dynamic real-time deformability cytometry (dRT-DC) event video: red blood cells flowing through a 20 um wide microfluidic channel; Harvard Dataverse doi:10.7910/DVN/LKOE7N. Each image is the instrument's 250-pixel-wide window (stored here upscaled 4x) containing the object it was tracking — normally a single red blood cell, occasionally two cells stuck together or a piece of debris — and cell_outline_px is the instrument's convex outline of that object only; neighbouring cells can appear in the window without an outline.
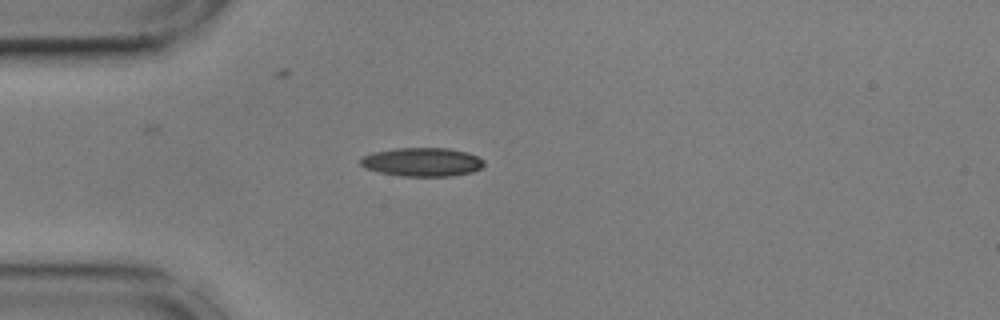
{"species": "common noctule bat (a hibernating species)", "species_latin": "Nyctalus noctula", "temperature_condition": "cold", "stored_images_in_passage": 42, "camera_frame_rate_fps": 3000, "um_per_image_px": 0.085, "animal": {"sex": "male", "body_mass_g": 17.9, "forearm_length_mm": 54.2}, "frame": {"image": 1, "passage_image": 1, "time_ms": 0.0, "image_size_px": [1000, 320], "cell_outline_px": [[484, 164], [480, 168], [472, 172], [452, 176], [400, 176], [380, 172], [364, 168], [360, 164], [360, 156], [372, 152], [396, 148], [448, 148], [468, 152], [484, 160]], "centroid_in_image_um": [35.85, 13.77], "position_along_channel_um": 49.1, "area_um2": 20.81}}
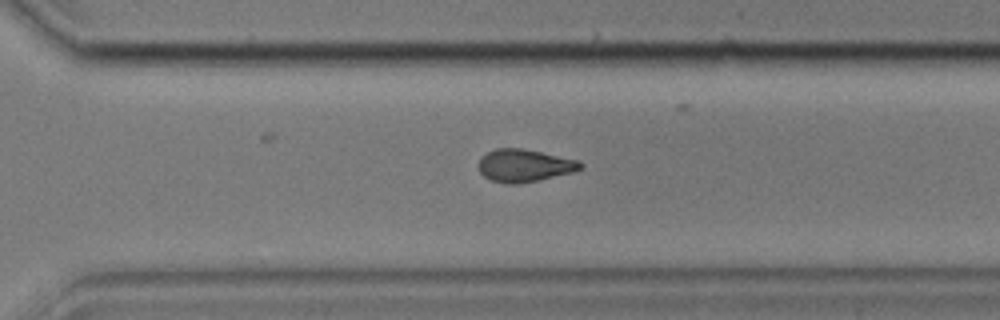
{"frame": {"image": 2, "passage_image": 25, "time_ms": 8.0, "image_size_px": [1000, 320], "cell_outline_px": [[584, 164], [580, 168], [572, 172], [536, 180], [516, 184], [508, 184], [492, 180], [484, 176], [480, 172], [480, 156], [496, 148], [520, 148], [540, 152], [576, 160]], "centroid_in_image_um": [44.53, 14.06], "position_along_channel_um": 326.1, "area_um2": 18.84}}
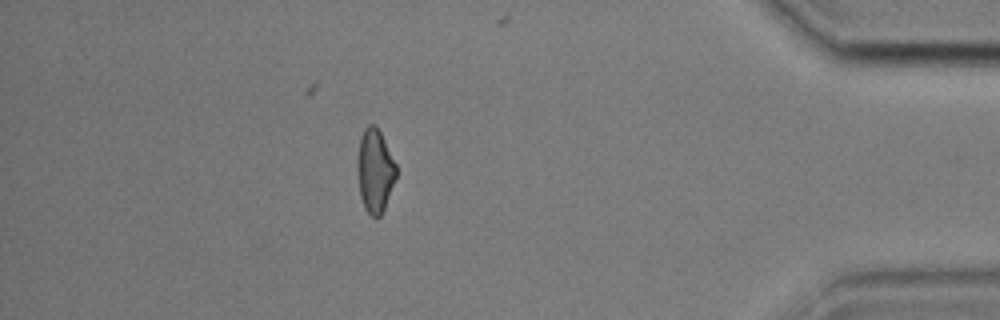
{"frame": {"image": 3, "passage_image": 35, "time_ms": 11.333, "image_size_px": [1000, 320], "cell_outline_px": [[396, 176], [384, 208], [380, 216], [376, 220], [364, 208], [360, 196], [356, 172], [356, 160], [360, 136], [364, 128], [368, 124], [372, 124], [380, 132], [396, 164]], "centroid_in_image_um": [31.83, 14.52], "position_along_channel_um": 403.4, "area_um2": 18.96}, "authors_computed_cell_mechanics": {"area_um2": 19.5942, "velocity_mm_per_s": 3.6142, "shape_relaxation_time_tau1_ms": 9.5281, "shape_relaxation_time_tau2_ms": 4.9153, "deformation_change_tau1": 0.2095, "deformation_change_tau2": 0.1143}}